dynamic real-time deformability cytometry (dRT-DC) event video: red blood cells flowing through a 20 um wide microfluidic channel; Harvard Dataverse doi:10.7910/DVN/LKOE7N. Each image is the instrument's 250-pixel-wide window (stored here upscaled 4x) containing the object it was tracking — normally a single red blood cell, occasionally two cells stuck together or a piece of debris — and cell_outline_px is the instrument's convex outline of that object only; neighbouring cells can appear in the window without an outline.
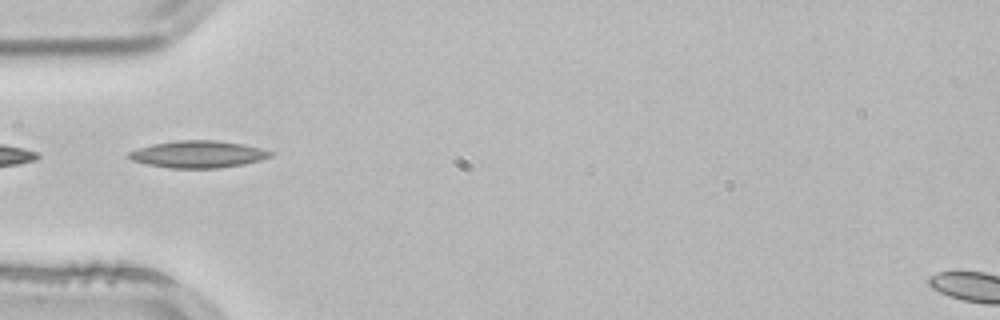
{"species": "common noctule bat (a hibernating species)", "species_latin": "Nyctalus noctula", "temperature_condition": "room temperature", "stored_images_in_passage": 3, "camera_frame_rate_fps": 3000, "um_per_image_px": 0.085, "animal": {"sex": "male", "body_mass_g": 21.5, "forearm_length_mm": 52.0}, "frame": {"image": 1, "passage_image": 3, "time_ms": 0.667, "image_size_px": [1000, 320], "cell_outline_px": [[272, 156], [260, 160], [244, 164], [220, 168], [168, 168], [148, 164], [132, 160], [128, 156], [128, 152], [152, 144], [176, 140], [216, 140], [244, 144], [260, 148], [272, 152]], "centroid_in_image_um": [16.85, 13.11], "position_along_channel_um": 68.2, "area_um2": 22.25}}